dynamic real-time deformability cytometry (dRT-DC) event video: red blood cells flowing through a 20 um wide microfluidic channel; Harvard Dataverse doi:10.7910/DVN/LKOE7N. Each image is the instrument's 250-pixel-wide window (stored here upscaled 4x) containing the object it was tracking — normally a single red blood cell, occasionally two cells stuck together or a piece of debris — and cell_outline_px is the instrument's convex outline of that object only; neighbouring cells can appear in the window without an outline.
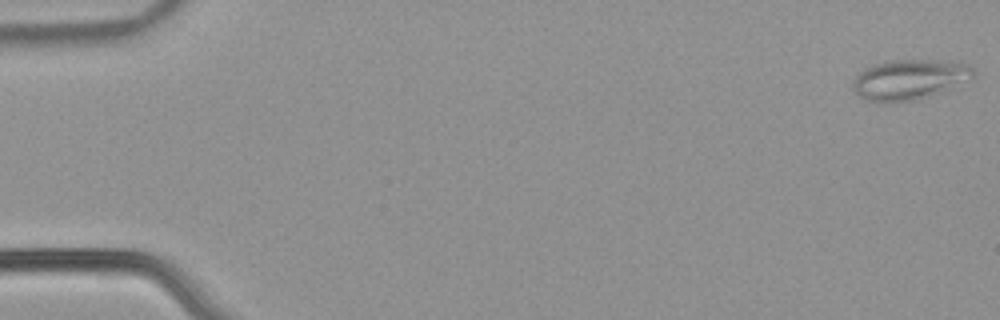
{"species": "common noctule bat (a hibernating species)", "species_latin": "Nyctalus noctula", "temperature_condition": "warm", "stored_images_in_passage": 54, "camera_frame_rate_fps": 3000, "um_per_image_px": 0.085, "animal": {"sex": "male", "body_mass_g": 21.5, "forearm_length_mm": 52.0}, "frame": {"image": 1, "passage_image": 1, "time_ms": 0.0, "image_size_px": [1000, 320], "cell_outline_px": [[976, 76], [940, 92], [916, 100], [864, 100], [852, 88], [852, 84], [856, 76], [864, 68], [884, 60], [960, 60], [968, 64], [976, 72]], "centroid_in_image_um": [77.35, 6.7], "position_along_channel_um": 7.7, "area_um2": 28.03}}
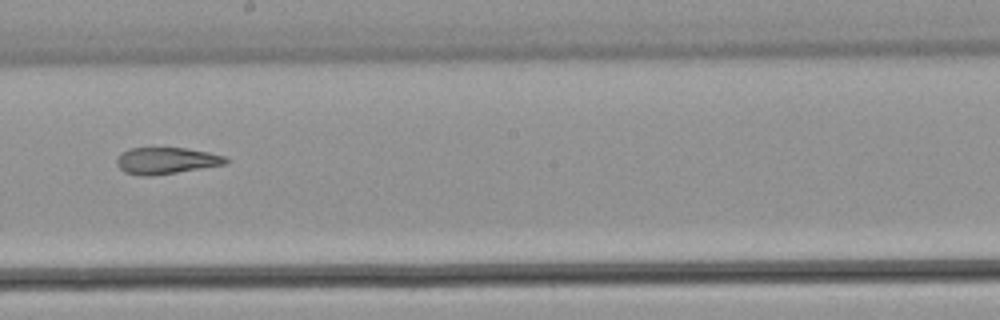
{"frame": {"image": 2, "passage_image": 31, "time_ms": 10.0, "image_size_px": [1000, 320], "cell_outline_px": [[228, 164], [152, 176], [140, 176], [124, 172], [116, 164], [116, 160], [128, 148], [188, 148], [208, 152], [224, 156], [228, 160]], "centroid_in_image_um": [14.14, 13.66], "position_along_channel_um": 234.1, "area_um2": 16.88}}
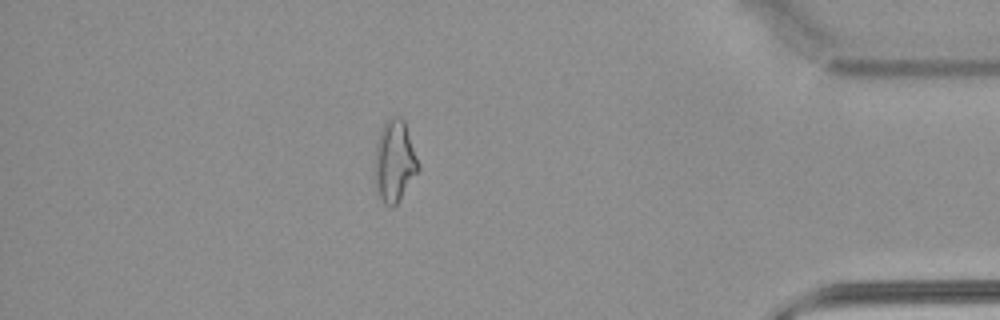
{"frame": {"image": 3, "passage_image": 47, "time_ms": 15.333, "image_size_px": [1000, 320], "cell_outline_px": [[420, 168], [396, 204], [392, 208], [384, 204], [380, 196], [376, 184], [376, 144], [380, 128], [392, 116], [400, 116], [404, 120], [420, 164]], "centroid_in_image_um": [33.56, 13.66], "position_along_channel_um": 401.6, "area_um2": 20.35}, "authors_computed_cell_mechanics": {"area_um2": 20.4034, "velocity_mm_per_s": 3.8637, "shape_relaxation_time_tau1_ms": null, "shape_relaxation_time_tau2_ms": 4.0018, "deformation_change_tau1": null, "deformation_change_tau2": 0.1384}}